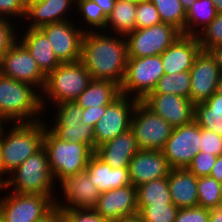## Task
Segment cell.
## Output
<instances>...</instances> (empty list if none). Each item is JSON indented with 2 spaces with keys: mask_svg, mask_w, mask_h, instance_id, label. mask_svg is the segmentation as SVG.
Returning <instances> with one entry per match:
<instances>
[{
  "mask_svg": "<svg viewBox=\"0 0 222 222\" xmlns=\"http://www.w3.org/2000/svg\"><path fill=\"white\" fill-rule=\"evenodd\" d=\"M190 71L164 74L151 93L174 94L190 99Z\"/></svg>",
  "mask_w": 222,
  "mask_h": 222,
  "instance_id": "32",
  "label": "cell"
},
{
  "mask_svg": "<svg viewBox=\"0 0 222 222\" xmlns=\"http://www.w3.org/2000/svg\"><path fill=\"white\" fill-rule=\"evenodd\" d=\"M43 147L48 154L50 171L59 184L69 175L85 171L90 157L95 153L88 145L57 138L47 127Z\"/></svg>",
  "mask_w": 222,
  "mask_h": 222,
  "instance_id": "6",
  "label": "cell"
},
{
  "mask_svg": "<svg viewBox=\"0 0 222 222\" xmlns=\"http://www.w3.org/2000/svg\"><path fill=\"white\" fill-rule=\"evenodd\" d=\"M136 29V3L116 0L104 32L126 36Z\"/></svg>",
  "mask_w": 222,
  "mask_h": 222,
  "instance_id": "28",
  "label": "cell"
},
{
  "mask_svg": "<svg viewBox=\"0 0 222 222\" xmlns=\"http://www.w3.org/2000/svg\"><path fill=\"white\" fill-rule=\"evenodd\" d=\"M130 129L139 149L162 151L174 127L142 101H138L132 115Z\"/></svg>",
  "mask_w": 222,
  "mask_h": 222,
  "instance_id": "10",
  "label": "cell"
},
{
  "mask_svg": "<svg viewBox=\"0 0 222 222\" xmlns=\"http://www.w3.org/2000/svg\"><path fill=\"white\" fill-rule=\"evenodd\" d=\"M75 12L76 0H35L26 5L25 21L21 25L25 28H40L51 23L73 20Z\"/></svg>",
  "mask_w": 222,
  "mask_h": 222,
  "instance_id": "20",
  "label": "cell"
},
{
  "mask_svg": "<svg viewBox=\"0 0 222 222\" xmlns=\"http://www.w3.org/2000/svg\"><path fill=\"white\" fill-rule=\"evenodd\" d=\"M142 102L174 128L194 120V103L188 98L174 94L150 93Z\"/></svg>",
  "mask_w": 222,
  "mask_h": 222,
  "instance_id": "18",
  "label": "cell"
},
{
  "mask_svg": "<svg viewBox=\"0 0 222 222\" xmlns=\"http://www.w3.org/2000/svg\"><path fill=\"white\" fill-rule=\"evenodd\" d=\"M209 222H222V207L209 210Z\"/></svg>",
  "mask_w": 222,
  "mask_h": 222,
  "instance_id": "51",
  "label": "cell"
},
{
  "mask_svg": "<svg viewBox=\"0 0 222 222\" xmlns=\"http://www.w3.org/2000/svg\"><path fill=\"white\" fill-rule=\"evenodd\" d=\"M25 15L26 4L22 0H0V18H5L21 25Z\"/></svg>",
  "mask_w": 222,
  "mask_h": 222,
  "instance_id": "39",
  "label": "cell"
},
{
  "mask_svg": "<svg viewBox=\"0 0 222 222\" xmlns=\"http://www.w3.org/2000/svg\"><path fill=\"white\" fill-rule=\"evenodd\" d=\"M63 213L71 222H111L93 209H64Z\"/></svg>",
  "mask_w": 222,
  "mask_h": 222,
  "instance_id": "44",
  "label": "cell"
},
{
  "mask_svg": "<svg viewBox=\"0 0 222 222\" xmlns=\"http://www.w3.org/2000/svg\"><path fill=\"white\" fill-rule=\"evenodd\" d=\"M75 15L80 16V19L75 17L76 20L74 21L79 24L80 28L82 27L84 32L105 30L108 16L93 0H76Z\"/></svg>",
  "mask_w": 222,
  "mask_h": 222,
  "instance_id": "31",
  "label": "cell"
},
{
  "mask_svg": "<svg viewBox=\"0 0 222 222\" xmlns=\"http://www.w3.org/2000/svg\"><path fill=\"white\" fill-rule=\"evenodd\" d=\"M7 177L4 175L2 168L1 157H0V187L3 188L6 185Z\"/></svg>",
  "mask_w": 222,
  "mask_h": 222,
  "instance_id": "53",
  "label": "cell"
},
{
  "mask_svg": "<svg viewBox=\"0 0 222 222\" xmlns=\"http://www.w3.org/2000/svg\"><path fill=\"white\" fill-rule=\"evenodd\" d=\"M58 186L55 205L62 211L64 209H92L101 194L92 184L86 171L69 175Z\"/></svg>",
  "mask_w": 222,
  "mask_h": 222,
  "instance_id": "16",
  "label": "cell"
},
{
  "mask_svg": "<svg viewBox=\"0 0 222 222\" xmlns=\"http://www.w3.org/2000/svg\"><path fill=\"white\" fill-rule=\"evenodd\" d=\"M26 5L29 3V2H32V1H35V0H22Z\"/></svg>",
  "mask_w": 222,
  "mask_h": 222,
  "instance_id": "59",
  "label": "cell"
},
{
  "mask_svg": "<svg viewBox=\"0 0 222 222\" xmlns=\"http://www.w3.org/2000/svg\"><path fill=\"white\" fill-rule=\"evenodd\" d=\"M136 188L139 213L146 206L173 204L167 177L146 182Z\"/></svg>",
  "mask_w": 222,
  "mask_h": 222,
  "instance_id": "29",
  "label": "cell"
},
{
  "mask_svg": "<svg viewBox=\"0 0 222 222\" xmlns=\"http://www.w3.org/2000/svg\"><path fill=\"white\" fill-rule=\"evenodd\" d=\"M161 23L158 10L151 0L136 3V28L143 29Z\"/></svg>",
  "mask_w": 222,
  "mask_h": 222,
  "instance_id": "38",
  "label": "cell"
},
{
  "mask_svg": "<svg viewBox=\"0 0 222 222\" xmlns=\"http://www.w3.org/2000/svg\"><path fill=\"white\" fill-rule=\"evenodd\" d=\"M92 209L111 222L138 215L137 188L130 184L103 192Z\"/></svg>",
  "mask_w": 222,
  "mask_h": 222,
  "instance_id": "19",
  "label": "cell"
},
{
  "mask_svg": "<svg viewBox=\"0 0 222 222\" xmlns=\"http://www.w3.org/2000/svg\"><path fill=\"white\" fill-rule=\"evenodd\" d=\"M18 29L17 40L28 50L45 76L61 64L47 37L39 28L19 25Z\"/></svg>",
  "mask_w": 222,
  "mask_h": 222,
  "instance_id": "23",
  "label": "cell"
},
{
  "mask_svg": "<svg viewBox=\"0 0 222 222\" xmlns=\"http://www.w3.org/2000/svg\"><path fill=\"white\" fill-rule=\"evenodd\" d=\"M200 152L215 156L222 155V136L215 132L201 128Z\"/></svg>",
  "mask_w": 222,
  "mask_h": 222,
  "instance_id": "42",
  "label": "cell"
},
{
  "mask_svg": "<svg viewBox=\"0 0 222 222\" xmlns=\"http://www.w3.org/2000/svg\"><path fill=\"white\" fill-rule=\"evenodd\" d=\"M217 157L209 153L199 152L186 169L197 178L209 176Z\"/></svg>",
  "mask_w": 222,
  "mask_h": 222,
  "instance_id": "40",
  "label": "cell"
},
{
  "mask_svg": "<svg viewBox=\"0 0 222 222\" xmlns=\"http://www.w3.org/2000/svg\"><path fill=\"white\" fill-rule=\"evenodd\" d=\"M137 102V99L120 94L106 106L105 114L93 127L96 148L130 129Z\"/></svg>",
  "mask_w": 222,
  "mask_h": 222,
  "instance_id": "12",
  "label": "cell"
},
{
  "mask_svg": "<svg viewBox=\"0 0 222 222\" xmlns=\"http://www.w3.org/2000/svg\"><path fill=\"white\" fill-rule=\"evenodd\" d=\"M96 2L102 9L103 12L108 16L114 8L116 0H93Z\"/></svg>",
  "mask_w": 222,
  "mask_h": 222,
  "instance_id": "49",
  "label": "cell"
},
{
  "mask_svg": "<svg viewBox=\"0 0 222 222\" xmlns=\"http://www.w3.org/2000/svg\"><path fill=\"white\" fill-rule=\"evenodd\" d=\"M198 206L206 209L221 207L222 183L210 176L198 178Z\"/></svg>",
  "mask_w": 222,
  "mask_h": 222,
  "instance_id": "34",
  "label": "cell"
},
{
  "mask_svg": "<svg viewBox=\"0 0 222 222\" xmlns=\"http://www.w3.org/2000/svg\"><path fill=\"white\" fill-rule=\"evenodd\" d=\"M140 149L131 129L97 147L95 154L112 168H128Z\"/></svg>",
  "mask_w": 222,
  "mask_h": 222,
  "instance_id": "24",
  "label": "cell"
},
{
  "mask_svg": "<svg viewBox=\"0 0 222 222\" xmlns=\"http://www.w3.org/2000/svg\"><path fill=\"white\" fill-rule=\"evenodd\" d=\"M195 1L196 0H180L185 11H187L195 3Z\"/></svg>",
  "mask_w": 222,
  "mask_h": 222,
  "instance_id": "54",
  "label": "cell"
},
{
  "mask_svg": "<svg viewBox=\"0 0 222 222\" xmlns=\"http://www.w3.org/2000/svg\"><path fill=\"white\" fill-rule=\"evenodd\" d=\"M59 222H71L65 215L60 219Z\"/></svg>",
  "mask_w": 222,
  "mask_h": 222,
  "instance_id": "57",
  "label": "cell"
},
{
  "mask_svg": "<svg viewBox=\"0 0 222 222\" xmlns=\"http://www.w3.org/2000/svg\"><path fill=\"white\" fill-rule=\"evenodd\" d=\"M209 51L215 57L220 73L222 75V44L214 46Z\"/></svg>",
  "mask_w": 222,
  "mask_h": 222,
  "instance_id": "50",
  "label": "cell"
},
{
  "mask_svg": "<svg viewBox=\"0 0 222 222\" xmlns=\"http://www.w3.org/2000/svg\"><path fill=\"white\" fill-rule=\"evenodd\" d=\"M204 103L210 108L222 110V95L215 92Z\"/></svg>",
  "mask_w": 222,
  "mask_h": 222,
  "instance_id": "48",
  "label": "cell"
},
{
  "mask_svg": "<svg viewBox=\"0 0 222 222\" xmlns=\"http://www.w3.org/2000/svg\"><path fill=\"white\" fill-rule=\"evenodd\" d=\"M91 80L90 73L80 60L61 63L46 76L41 92L43 112L49 113L50 107L57 104L75 101Z\"/></svg>",
  "mask_w": 222,
  "mask_h": 222,
  "instance_id": "4",
  "label": "cell"
},
{
  "mask_svg": "<svg viewBox=\"0 0 222 222\" xmlns=\"http://www.w3.org/2000/svg\"><path fill=\"white\" fill-rule=\"evenodd\" d=\"M0 73L30 84L40 93L46 82V76L41 72L34 58L18 40L2 55Z\"/></svg>",
  "mask_w": 222,
  "mask_h": 222,
  "instance_id": "13",
  "label": "cell"
},
{
  "mask_svg": "<svg viewBox=\"0 0 222 222\" xmlns=\"http://www.w3.org/2000/svg\"><path fill=\"white\" fill-rule=\"evenodd\" d=\"M18 24L0 18V59L2 55L17 41Z\"/></svg>",
  "mask_w": 222,
  "mask_h": 222,
  "instance_id": "41",
  "label": "cell"
},
{
  "mask_svg": "<svg viewBox=\"0 0 222 222\" xmlns=\"http://www.w3.org/2000/svg\"><path fill=\"white\" fill-rule=\"evenodd\" d=\"M2 125H3V122L0 120V128L2 127Z\"/></svg>",
  "mask_w": 222,
  "mask_h": 222,
  "instance_id": "60",
  "label": "cell"
},
{
  "mask_svg": "<svg viewBox=\"0 0 222 222\" xmlns=\"http://www.w3.org/2000/svg\"><path fill=\"white\" fill-rule=\"evenodd\" d=\"M209 176L222 183V155L217 157Z\"/></svg>",
  "mask_w": 222,
  "mask_h": 222,
  "instance_id": "47",
  "label": "cell"
},
{
  "mask_svg": "<svg viewBox=\"0 0 222 222\" xmlns=\"http://www.w3.org/2000/svg\"><path fill=\"white\" fill-rule=\"evenodd\" d=\"M211 1L215 5L217 13L222 14V0H211Z\"/></svg>",
  "mask_w": 222,
  "mask_h": 222,
  "instance_id": "55",
  "label": "cell"
},
{
  "mask_svg": "<svg viewBox=\"0 0 222 222\" xmlns=\"http://www.w3.org/2000/svg\"><path fill=\"white\" fill-rule=\"evenodd\" d=\"M63 216V211L55 205L46 215L36 222H59Z\"/></svg>",
  "mask_w": 222,
  "mask_h": 222,
  "instance_id": "46",
  "label": "cell"
},
{
  "mask_svg": "<svg viewBox=\"0 0 222 222\" xmlns=\"http://www.w3.org/2000/svg\"><path fill=\"white\" fill-rule=\"evenodd\" d=\"M168 184L173 204L179 208L198 206V178L186 168L170 169Z\"/></svg>",
  "mask_w": 222,
  "mask_h": 222,
  "instance_id": "26",
  "label": "cell"
},
{
  "mask_svg": "<svg viewBox=\"0 0 222 222\" xmlns=\"http://www.w3.org/2000/svg\"><path fill=\"white\" fill-rule=\"evenodd\" d=\"M119 95L120 87L116 83L92 79L75 102L83 109L92 106H107Z\"/></svg>",
  "mask_w": 222,
  "mask_h": 222,
  "instance_id": "27",
  "label": "cell"
},
{
  "mask_svg": "<svg viewBox=\"0 0 222 222\" xmlns=\"http://www.w3.org/2000/svg\"><path fill=\"white\" fill-rule=\"evenodd\" d=\"M164 75L161 55L128 57L120 94L142 101Z\"/></svg>",
  "mask_w": 222,
  "mask_h": 222,
  "instance_id": "8",
  "label": "cell"
},
{
  "mask_svg": "<svg viewBox=\"0 0 222 222\" xmlns=\"http://www.w3.org/2000/svg\"><path fill=\"white\" fill-rule=\"evenodd\" d=\"M201 127L193 120L174 128L164 149V156L171 169L187 168L200 152Z\"/></svg>",
  "mask_w": 222,
  "mask_h": 222,
  "instance_id": "14",
  "label": "cell"
},
{
  "mask_svg": "<svg viewBox=\"0 0 222 222\" xmlns=\"http://www.w3.org/2000/svg\"><path fill=\"white\" fill-rule=\"evenodd\" d=\"M46 116L41 93L34 86L0 73V120L3 123H29L46 119Z\"/></svg>",
  "mask_w": 222,
  "mask_h": 222,
  "instance_id": "3",
  "label": "cell"
},
{
  "mask_svg": "<svg viewBox=\"0 0 222 222\" xmlns=\"http://www.w3.org/2000/svg\"><path fill=\"white\" fill-rule=\"evenodd\" d=\"M121 1H130V2H134V3H138L141 0H121Z\"/></svg>",
  "mask_w": 222,
  "mask_h": 222,
  "instance_id": "58",
  "label": "cell"
},
{
  "mask_svg": "<svg viewBox=\"0 0 222 222\" xmlns=\"http://www.w3.org/2000/svg\"><path fill=\"white\" fill-rule=\"evenodd\" d=\"M105 112L106 106H92L87 109H83L81 121L88 126L94 127Z\"/></svg>",
  "mask_w": 222,
  "mask_h": 222,
  "instance_id": "45",
  "label": "cell"
},
{
  "mask_svg": "<svg viewBox=\"0 0 222 222\" xmlns=\"http://www.w3.org/2000/svg\"><path fill=\"white\" fill-rule=\"evenodd\" d=\"M178 211L174 204L150 205L138 215L143 222H175Z\"/></svg>",
  "mask_w": 222,
  "mask_h": 222,
  "instance_id": "36",
  "label": "cell"
},
{
  "mask_svg": "<svg viewBox=\"0 0 222 222\" xmlns=\"http://www.w3.org/2000/svg\"><path fill=\"white\" fill-rule=\"evenodd\" d=\"M128 60L125 36L104 31L84 32L81 58L94 80H108L119 87L123 82Z\"/></svg>",
  "mask_w": 222,
  "mask_h": 222,
  "instance_id": "1",
  "label": "cell"
},
{
  "mask_svg": "<svg viewBox=\"0 0 222 222\" xmlns=\"http://www.w3.org/2000/svg\"><path fill=\"white\" fill-rule=\"evenodd\" d=\"M45 128V119L29 123H3L0 128V157L7 178L43 146Z\"/></svg>",
  "mask_w": 222,
  "mask_h": 222,
  "instance_id": "2",
  "label": "cell"
},
{
  "mask_svg": "<svg viewBox=\"0 0 222 222\" xmlns=\"http://www.w3.org/2000/svg\"><path fill=\"white\" fill-rule=\"evenodd\" d=\"M4 187L19 194L57 196L58 184L50 171L46 149L42 146L19 165L8 176Z\"/></svg>",
  "mask_w": 222,
  "mask_h": 222,
  "instance_id": "5",
  "label": "cell"
},
{
  "mask_svg": "<svg viewBox=\"0 0 222 222\" xmlns=\"http://www.w3.org/2000/svg\"><path fill=\"white\" fill-rule=\"evenodd\" d=\"M50 109L53 110V115L50 114L53 119L49 121V123L48 120H51V118L48 119L47 116L45 124L57 138L76 143H84L94 152L96 151L93 127L81 121L83 113L82 107L73 101L57 104Z\"/></svg>",
  "mask_w": 222,
  "mask_h": 222,
  "instance_id": "7",
  "label": "cell"
},
{
  "mask_svg": "<svg viewBox=\"0 0 222 222\" xmlns=\"http://www.w3.org/2000/svg\"><path fill=\"white\" fill-rule=\"evenodd\" d=\"M74 20L44 25L39 29L51 44L55 56L61 63L76 62L81 58L84 31Z\"/></svg>",
  "mask_w": 222,
  "mask_h": 222,
  "instance_id": "15",
  "label": "cell"
},
{
  "mask_svg": "<svg viewBox=\"0 0 222 222\" xmlns=\"http://www.w3.org/2000/svg\"><path fill=\"white\" fill-rule=\"evenodd\" d=\"M194 121L201 128L222 136V110L210 108L204 102L196 103Z\"/></svg>",
  "mask_w": 222,
  "mask_h": 222,
  "instance_id": "35",
  "label": "cell"
},
{
  "mask_svg": "<svg viewBox=\"0 0 222 222\" xmlns=\"http://www.w3.org/2000/svg\"><path fill=\"white\" fill-rule=\"evenodd\" d=\"M158 10L161 22L171 24L185 35L186 11L180 0H151Z\"/></svg>",
  "mask_w": 222,
  "mask_h": 222,
  "instance_id": "33",
  "label": "cell"
},
{
  "mask_svg": "<svg viewBox=\"0 0 222 222\" xmlns=\"http://www.w3.org/2000/svg\"><path fill=\"white\" fill-rule=\"evenodd\" d=\"M115 222H143V221L139 215H135V216H131V217H126L124 219H120Z\"/></svg>",
  "mask_w": 222,
  "mask_h": 222,
  "instance_id": "52",
  "label": "cell"
},
{
  "mask_svg": "<svg viewBox=\"0 0 222 222\" xmlns=\"http://www.w3.org/2000/svg\"><path fill=\"white\" fill-rule=\"evenodd\" d=\"M197 38L203 51H209L214 46L222 44V14H217Z\"/></svg>",
  "mask_w": 222,
  "mask_h": 222,
  "instance_id": "37",
  "label": "cell"
},
{
  "mask_svg": "<svg viewBox=\"0 0 222 222\" xmlns=\"http://www.w3.org/2000/svg\"><path fill=\"white\" fill-rule=\"evenodd\" d=\"M216 93L222 95V75L220 76L219 83L217 85Z\"/></svg>",
  "mask_w": 222,
  "mask_h": 222,
  "instance_id": "56",
  "label": "cell"
},
{
  "mask_svg": "<svg viewBox=\"0 0 222 222\" xmlns=\"http://www.w3.org/2000/svg\"><path fill=\"white\" fill-rule=\"evenodd\" d=\"M180 35L173 25L163 22L148 28H136L125 36L128 57L161 55Z\"/></svg>",
  "mask_w": 222,
  "mask_h": 222,
  "instance_id": "11",
  "label": "cell"
},
{
  "mask_svg": "<svg viewBox=\"0 0 222 222\" xmlns=\"http://www.w3.org/2000/svg\"><path fill=\"white\" fill-rule=\"evenodd\" d=\"M201 50L197 36L181 34L161 54L164 74L190 71Z\"/></svg>",
  "mask_w": 222,
  "mask_h": 222,
  "instance_id": "22",
  "label": "cell"
},
{
  "mask_svg": "<svg viewBox=\"0 0 222 222\" xmlns=\"http://www.w3.org/2000/svg\"><path fill=\"white\" fill-rule=\"evenodd\" d=\"M211 0H196L186 11L185 35L197 36L217 16Z\"/></svg>",
  "mask_w": 222,
  "mask_h": 222,
  "instance_id": "30",
  "label": "cell"
},
{
  "mask_svg": "<svg viewBox=\"0 0 222 222\" xmlns=\"http://www.w3.org/2000/svg\"><path fill=\"white\" fill-rule=\"evenodd\" d=\"M56 197L7 192L3 187L0 189V217L3 222H36L55 206Z\"/></svg>",
  "mask_w": 222,
  "mask_h": 222,
  "instance_id": "9",
  "label": "cell"
},
{
  "mask_svg": "<svg viewBox=\"0 0 222 222\" xmlns=\"http://www.w3.org/2000/svg\"><path fill=\"white\" fill-rule=\"evenodd\" d=\"M220 76L215 57L201 50L190 69V100L194 104L206 101L216 92Z\"/></svg>",
  "mask_w": 222,
  "mask_h": 222,
  "instance_id": "17",
  "label": "cell"
},
{
  "mask_svg": "<svg viewBox=\"0 0 222 222\" xmlns=\"http://www.w3.org/2000/svg\"><path fill=\"white\" fill-rule=\"evenodd\" d=\"M175 222H209V209L200 206L179 209Z\"/></svg>",
  "mask_w": 222,
  "mask_h": 222,
  "instance_id": "43",
  "label": "cell"
},
{
  "mask_svg": "<svg viewBox=\"0 0 222 222\" xmlns=\"http://www.w3.org/2000/svg\"><path fill=\"white\" fill-rule=\"evenodd\" d=\"M170 166L161 150H139L128 166L131 184L138 187L146 182L166 178Z\"/></svg>",
  "mask_w": 222,
  "mask_h": 222,
  "instance_id": "21",
  "label": "cell"
},
{
  "mask_svg": "<svg viewBox=\"0 0 222 222\" xmlns=\"http://www.w3.org/2000/svg\"><path fill=\"white\" fill-rule=\"evenodd\" d=\"M85 171L100 193L131 184L128 168H112L95 153L90 157Z\"/></svg>",
  "mask_w": 222,
  "mask_h": 222,
  "instance_id": "25",
  "label": "cell"
}]
</instances>
